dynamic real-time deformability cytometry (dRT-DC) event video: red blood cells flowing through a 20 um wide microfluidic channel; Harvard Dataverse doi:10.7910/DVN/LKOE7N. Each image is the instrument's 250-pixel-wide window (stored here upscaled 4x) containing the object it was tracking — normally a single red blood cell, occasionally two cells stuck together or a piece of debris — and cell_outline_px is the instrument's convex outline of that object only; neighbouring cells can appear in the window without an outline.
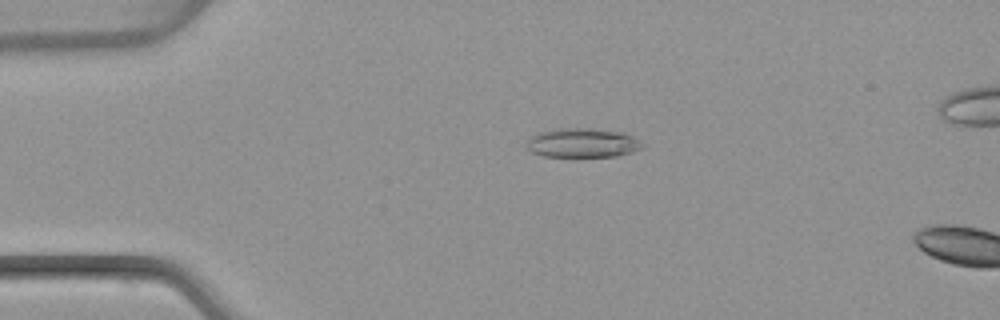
{"species": "common noctule bat (a hibernating species)", "species_latin": "Nyctalus noctula", "temperature_condition": "warm", "stored_images_in_passage": 12, "camera_frame_rate_fps": 3000, "um_per_image_px": 0.085, "animal": {"sex": "female", "body_mass_g": 22.7, "forearm_length_mm": 54.2}, "frame": {"image": 1, "passage_image": 9, "time_ms": 2.667, "image_size_px": [1000, 320], "cell_outline_px": [[644, 148], [632, 152], [616, 156], [544, 156], [532, 152], [528, 148], [528, 136], [540, 132], [556, 128], [588, 128], [624, 132], [632, 136], [644, 144]], "centroid_in_image_um": [49.53, 12.13], "position_along_channel_um": 35.5, "area_um2": 19.71}}